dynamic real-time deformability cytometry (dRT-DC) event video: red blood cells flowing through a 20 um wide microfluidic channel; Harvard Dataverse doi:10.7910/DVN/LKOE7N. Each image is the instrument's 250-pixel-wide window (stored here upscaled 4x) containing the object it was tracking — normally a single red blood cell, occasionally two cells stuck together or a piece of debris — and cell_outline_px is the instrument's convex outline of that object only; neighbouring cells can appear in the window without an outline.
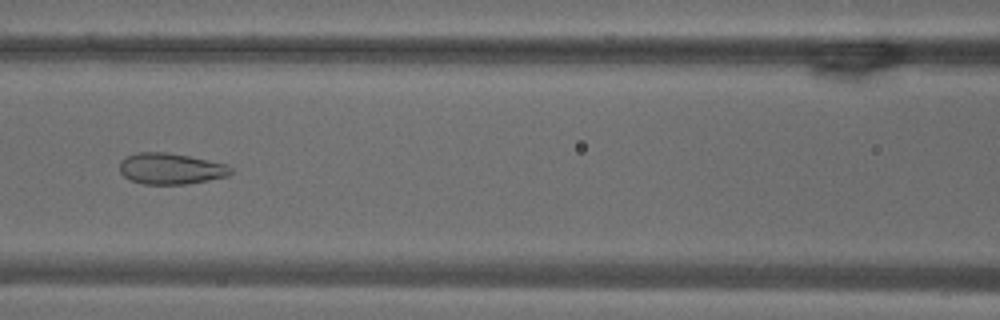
{"species": "common noctule bat (a hibernating species)", "species_latin": "Nyctalus noctula", "temperature_condition": "warm", "stored_images_in_passage": 50, "camera_frame_rate_fps": 3000, "um_per_image_px": 0.085, "animal": {"sex": "male", "body_mass_g": 18.8}, "frame": {"image": 1, "passage_image": 20, "time_ms": 6.333, "image_size_px": [1000, 320], "cell_outline_px": [[232, 172], [228, 176], [188, 184], [144, 184], [132, 180], [124, 176], [120, 172], [120, 160], [136, 152], [168, 152], [228, 164], [232, 168]], "centroid_in_image_um": [14.53, 14.33], "position_along_channel_um": 152.1, "area_um2": 20.17}}
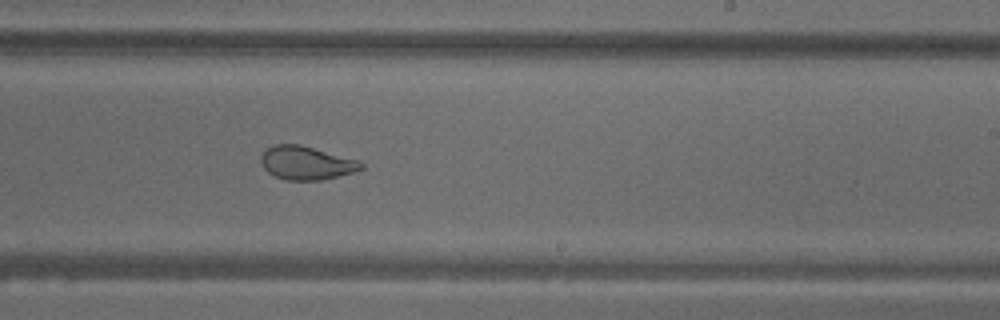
{"frame": {"image": 2, "passage_image": 29, "time_ms": 9.333, "image_size_px": [1000, 320], "cell_outline_px": [[364, 168], [352, 172], [320, 180], [288, 180], [276, 176], [268, 172], [264, 168], [260, 160], [260, 156], [268, 148], [276, 144], [300, 144], [360, 160], [364, 164]], "centroid_in_image_um": [26.05, 13.84], "position_along_channel_um": 262.9, "area_um2": 19.42}}
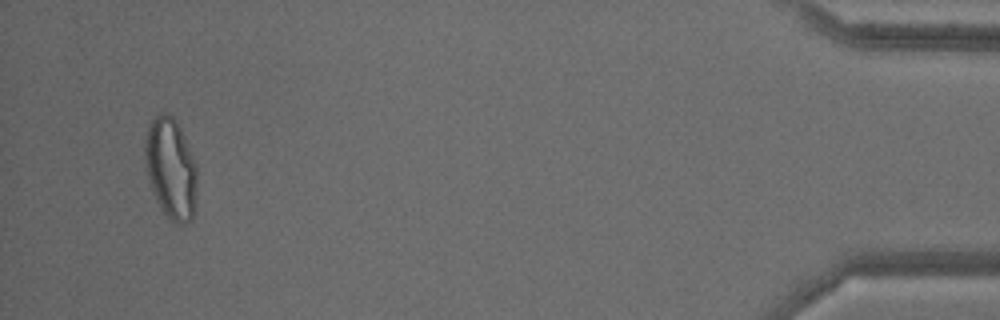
{"frame": {"image": 3, "passage_image": 48, "time_ms": 15.667, "image_size_px": [1000, 320], "cell_outline_px": [[196, 192], [192, 220], [184, 224], [172, 224], [168, 220], [160, 208], [152, 188], [148, 176], [144, 160], [144, 144], [148, 124], [160, 112], [168, 112], [176, 120], [180, 128], [196, 164]], "centroid_in_image_um": [14.5, 14.33], "position_along_channel_um": 420.7, "area_um2": 30.81}, "authors_computed_cell_mechanics": {"area_um2": 24.1893, "velocity_mm_per_s": 3.7102, "shape_relaxation_time_tau1_ms": 9.4501, "shape_relaxation_time_tau2_ms": 0.9842, "deformation_change_tau1": 0.2365, "deformation_change_tau2": 0.0677}}